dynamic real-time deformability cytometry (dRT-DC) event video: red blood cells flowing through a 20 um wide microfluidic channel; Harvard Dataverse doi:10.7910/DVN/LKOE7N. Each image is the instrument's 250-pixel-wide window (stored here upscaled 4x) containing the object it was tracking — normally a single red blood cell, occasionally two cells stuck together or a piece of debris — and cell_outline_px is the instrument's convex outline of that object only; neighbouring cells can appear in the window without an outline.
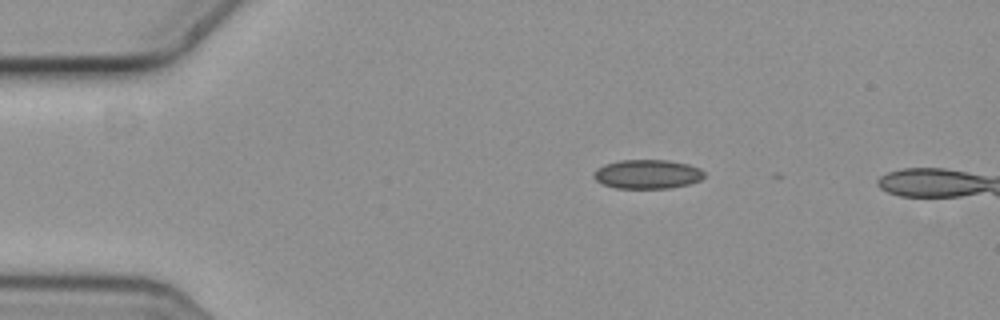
{"species": "common noctule bat (a hibernating species)", "species_latin": "Nyctalus noctula", "temperature_condition": "cold", "stored_images_in_passage": 3, "camera_frame_rate_fps": 3000, "um_per_image_px": 0.085, "animal": {"sex": "female", "body_mass_g": 19.3, "forearm_length_mm": 54.1}, "frame": {"image": 1, "passage_image": 1, "time_ms": 0.0, "image_size_px": [1000, 320], "cell_outline_px": [[704, 176], [700, 180], [688, 184], [668, 188], [616, 188], [604, 184], [596, 180], [592, 176], [592, 172], [596, 168], [604, 164], [620, 160], [668, 160], [688, 164], [700, 168], [704, 172]], "centroid_in_image_um": [55.0, 14.79], "position_along_channel_um": 30.0, "area_um2": 18.79}}